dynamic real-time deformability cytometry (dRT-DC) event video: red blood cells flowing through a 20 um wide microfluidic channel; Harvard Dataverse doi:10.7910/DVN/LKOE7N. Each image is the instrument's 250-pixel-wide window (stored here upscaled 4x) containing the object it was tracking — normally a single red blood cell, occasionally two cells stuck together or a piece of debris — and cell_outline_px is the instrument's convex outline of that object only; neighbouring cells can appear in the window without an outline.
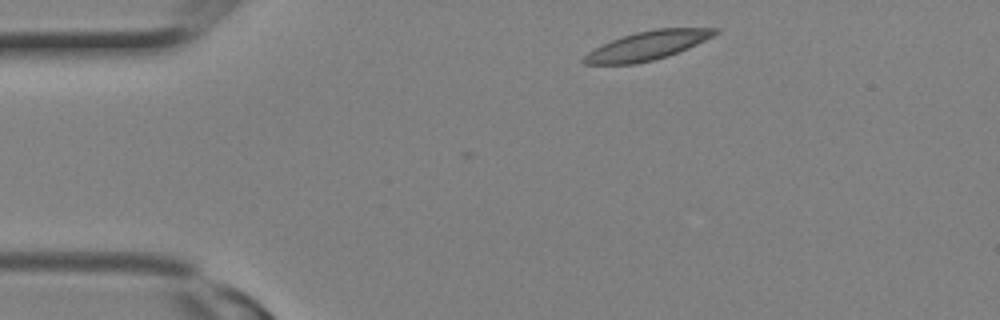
{"species": "Egyptian fruit bat (a non-hibernating species)", "species_latin": "Rousettus aegyptiacus", "temperature_condition": "room temperature", "stored_images_in_passage": 2, "camera_frame_rate_fps": 3000, "um_per_image_px": 0.085, "animal": {"sex": "female"}, "frame": {"image": 1, "passage_image": 1, "time_ms": 0.0, "image_size_px": [1000, 320], "cell_outline_px": [[720, 32], [688, 48], [668, 56], [636, 64], [584, 64], [580, 60], [588, 52], [612, 40], [636, 32], [656, 28], [720, 28]], "centroid_in_image_um": [55.04, 3.87], "position_along_channel_um": 30.0, "area_um2": 21.73}}